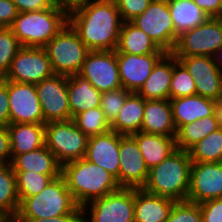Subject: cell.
<instances>
[{
  "mask_svg": "<svg viewBox=\"0 0 222 222\" xmlns=\"http://www.w3.org/2000/svg\"><path fill=\"white\" fill-rule=\"evenodd\" d=\"M123 22H130L141 15L152 0H115Z\"/></svg>",
  "mask_w": 222,
  "mask_h": 222,
  "instance_id": "obj_40",
  "label": "cell"
},
{
  "mask_svg": "<svg viewBox=\"0 0 222 222\" xmlns=\"http://www.w3.org/2000/svg\"><path fill=\"white\" fill-rule=\"evenodd\" d=\"M165 222H203L200 206L190 201H176Z\"/></svg>",
  "mask_w": 222,
  "mask_h": 222,
  "instance_id": "obj_39",
  "label": "cell"
},
{
  "mask_svg": "<svg viewBox=\"0 0 222 222\" xmlns=\"http://www.w3.org/2000/svg\"><path fill=\"white\" fill-rule=\"evenodd\" d=\"M0 222H17L15 219H2Z\"/></svg>",
  "mask_w": 222,
  "mask_h": 222,
  "instance_id": "obj_51",
  "label": "cell"
},
{
  "mask_svg": "<svg viewBox=\"0 0 222 222\" xmlns=\"http://www.w3.org/2000/svg\"><path fill=\"white\" fill-rule=\"evenodd\" d=\"M72 120L88 137L105 134L111 130V124L106 119L100 107L83 111L77 114Z\"/></svg>",
  "mask_w": 222,
  "mask_h": 222,
  "instance_id": "obj_34",
  "label": "cell"
},
{
  "mask_svg": "<svg viewBox=\"0 0 222 222\" xmlns=\"http://www.w3.org/2000/svg\"><path fill=\"white\" fill-rule=\"evenodd\" d=\"M68 24L90 51H113L123 20L115 0H88L68 10Z\"/></svg>",
  "mask_w": 222,
  "mask_h": 222,
  "instance_id": "obj_1",
  "label": "cell"
},
{
  "mask_svg": "<svg viewBox=\"0 0 222 222\" xmlns=\"http://www.w3.org/2000/svg\"><path fill=\"white\" fill-rule=\"evenodd\" d=\"M144 107L145 99L138 93L132 92L111 123V130L121 135H132L141 131Z\"/></svg>",
  "mask_w": 222,
  "mask_h": 222,
  "instance_id": "obj_28",
  "label": "cell"
},
{
  "mask_svg": "<svg viewBox=\"0 0 222 222\" xmlns=\"http://www.w3.org/2000/svg\"><path fill=\"white\" fill-rule=\"evenodd\" d=\"M18 13L11 0H0V27H10Z\"/></svg>",
  "mask_w": 222,
  "mask_h": 222,
  "instance_id": "obj_44",
  "label": "cell"
},
{
  "mask_svg": "<svg viewBox=\"0 0 222 222\" xmlns=\"http://www.w3.org/2000/svg\"><path fill=\"white\" fill-rule=\"evenodd\" d=\"M209 18H219L222 12V0H193Z\"/></svg>",
  "mask_w": 222,
  "mask_h": 222,
  "instance_id": "obj_47",
  "label": "cell"
},
{
  "mask_svg": "<svg viewBox=\"0 0 222 222\" xmlns=\"http://www.w3.org/2000/svg\"><path fill=\"white\" fill-rule=\"evenodd\" d=\"M192 161L187 150L174 151L159 165L149 169L143 190L176 201H185L189 193Z\"/></svg>",
  "mask_w": 222,
  "mask_h": 222,
  "instance_id": "obj_3",
  "label": "cell"
},
{
  "mask_svg": "<svg viewBox=\"0 0 222 222\" xmlns=\"http://www.w3.org/2000/svg\"><path fill=\"white\" fill-rule=\"evenodd\" d=\"M130 22L144 31L166 53L174 50L177 40L168 3L152 0L149 7Z\"/></svg>",
  "mask_w": 222,
  "mask_h": 222,
  "instance_id": "obj_10",
  "label": "cell"
},
{
  "mask_svg": "<svg viewBox=\"0 0 222 222\" xmlns=\"http://www.w3.org/2000/svg\"><path fill=\"white\" fill-rule=\"evenodd\" d=\"M89 137L74 121H50L45 124V146L62 166L85 157Z\"/></svg>",
  "mask_w": 222,
  "mask_h": 222,
  "instance_id": "obj_7",
  "label": "cell"
},
{
  "mask_svg": "<svg viewBox=\"0 0 222 222\" xmlns=\"http://www.w3.org/2000/svg\"><path fill=\"white\" fill-rule=\"evenodd\" d=\"M10 164L13 171H35L39 174L49 175L53 179L61 175V165L46 146L16 155Z\"/></svg>",
  "mask_w": 222,
  "mask_h": 222,
  "instance_id": "obj_27",
  "label": "cell"
},
{
  "mask_svg": "<svg viewBox=\"0 0 222 222\" xmlns=\"http://www.w3.org/2000/svg\"><path fill=\"white\" fill-rule=\"evenodd\" d=\"M175 39L184 31L191 30L203 24L209 17L193 0H174L168 3Z\"/></svg>",
  "mask_w": 222,
  "mask_h": 222,
  "instance_id": "obj_30",
  "label": "cell"
},
{
  "mask_svg": "<svg viewBox=\"0 0 222 222\" xmlns=\"http://www.w3.org/2000/svg\"><path fill=\"white\" fill-rule=\"evenodd\" d=\"M52 75L51 61L44 48L21 47L12 60L9 71L2 78L36 85Z\"/></svg>",
  "mask_w": 222,
  "mask_h": 222,
  "instance_id": "obj_11",
  "label": "cell"
},
{
  "mask_svg": "<svg viewBox=\"0 0 222 222\" xmlns=\"http://www.w3.org/2000/svg\"><path fill=\"white\" fill-rule=\"evenodd\" d=\"M16 174L17 194L21 203L25 198L40 193L53 178L35 171H14Z\"/></svg>",
  "mask_w": 222,
  "mask_h": 222,
  "instance_id": "obj_35",
  "label": "cell"
},
{
  "mask_svg": "<svg viewBox=\"0 0 222 222\" xmlns=\"http://www.w3.org/2000/svg\"><path fill=\"white\" fill-rule=\"evenodd\" d=\"M219 122L216 113L200 120L182 125L176 134V146L179 150H188L196 142L218 130Z\"/></svg>",
  "mask_w": 222,
  "mask_h": 222,
  "instance_id": "obj_32",
  "label": "cell"
},
{
  "mask_svg": "<svg viewBox=\"0 0 222 222\" xmlns=\"http://www.w3.org/2000/svg\"><path fill=\"white\" fill-rule=\"evenodd\" d=\"M119 154V186L121 188H143L149 169L131 135L120 134Z\"/></svg>",
  "mask_w": 222,
  "mask_h": 222,
  "instance_id": "obj_16",
  "label": "cell"
},
{
  "mask_svg": "<svg viewBox=\"0 0 222 222\" xmlns=\"http://www.w3.org/2000/svg\"><path fill=\"white\" fill-rule=\"evenodd\" d=\"M177 62L178 59L172 53H166L137 93L145 100H169L173 66Z\"/></svg>",
  "mask_w": 222,
  "mask_h": 222,
  "instance_id": "obj_20",
  "label": "cell"
},
{
  "mask_svg": "<svg viewBox=\"0 0 222 222\" xmlns=\"http://www.w3.org/2000/svg\"><path fill=\"white\" fill-rule=\"evenodd\" d=\"M173 121L178 130L182 125L200 120L215 113L216 102L213 99L192 95L169 99Z\"/></svg>",
  "mask_w": 222,
  "mask_h": 222,
  "instance_id": "obj_23",
  "label": "cell"
},
{
  "mask_svg": "<svg viewBox=\"0 0 222 222\" xmlns=\"http://www.w3.org/2000/svg\"><path fill=\"white\" fill-rule=\"evenodd\" d=\"M79 207L60 175L37 195L25 198L14 219H48L72 214Z\"/></svg>",
  "mask_w": 222,
  "mask_h": 222,
  "instance_id": "obj_5",
  "label": "cell"
},
{
  "mask_svg": "<svg viewBox=\"0 0 222 222\" xmlns=\"http://www.w3.org/2000/svg\"><path fill=\"white\" fill-rule=\"evenodd\" d=\"M61 176L80 207L121 188L113 175L85 158L62 165Z\"/></svg>",
  "mask_w": 222,
  "mask_h": 222,
  "instance_id": "obj_2",
  "label": "cell"
},
{
  "mask_svg": "<svg viewBox=\"0 0 222 222\" xmlns=\"http://www.w3.org/2000/svg\"><path fill=\"white\" fill-rule=\"evenodd\" d=\"M67 89L71 119L83 111L100 107L102 92L80 74L67 76Z\"/></svg>",
  "mask_w": 222,
  "mask_h": 222,
  "instance_id": "obj_26",
  "label": "cell"
},
{
  "mask_svg": "<svg viewBox=\"0 0 222 222\" xmlns=\"http://www.w3.org/2000/svg\"><path fill=\"white\" fill-rule=\"evenodd\" d=\"M16 174L11 164L0 165V217L14 219L19 209Z\"/></svg>",
  "mask_w": 222,
  "mask_h": 222,
  "instance_id": "obj_31",
  "label": "cell"
},
{
  "mask_svg": "<svg viewBox=\"0 0 222 222\" xmlns=\"http://www.w3.org/2000/svg\"><path fill=\"white\" fill-rule=\"evenodd\" d=\"M187 151L192 162H222V128L211 132Z\"/></svg>",
  "mask_w": 222,
  "mask_h": 222,
  "instance_id": "obj_33",
  "label": "cell"
},
{
  "mask_svg": "<svg viewBox=\"0 0 222 222\" xmlns=\"http://www.w3.org/2000/svg\"><path fill=\"white\" fill-rule=\"evenodd\" d=\"M17 222H83V210L79 207L74 213L52 217V218H38V219H15Z\"/></svg>",
  "mask_w": 222,
  "mask_h": 222,
  "instance_id": "obj_45",
  "label": "cell"
},
{
  "mask_svg": "<svg viewBox=\"0 0 222 222\" xmlns=\"http://www.w3.org/2000/svg\"><path fill=\"white\" fill-rule=\"evenodd\" d=\"M159 1H163V2L169 3V2L174 1V0H159Z\"/></svg>",
  "mask_w": 222,
  "mask_h": 222,
  "instance_id": "obj_53",
  "label": "cell"
},
{
  "mask_svg": "<svg viewBox=\"0 0 222 222\" xmlns=\"http://www.w3.org/2000/svg\"><path fill=\"white\" fill-rule=\"evenodd\" d=\"M194 78L196 95L218 101L221 95L222 72L212 56H175Z\"/></svg>",
  "mask_w": 222,
  "mask_h": 222,
  "instance_id": "obj_17",
  "label": "cell"
},
{
  "mask_svg": "<svg viewBox=\"0 0 222 222\" xmlns=\"http://www.w3.org/2000/svg\"><path fill=\"white\" fill-rule=\"evenodd\" d=\"M142 153L148 169L159 165L177 150L176 137L156 135L139 131L131 135Z\"/></svg>",
  "mask_w": 222,
  "mask_h": 222,
  "instance_id": "obj_25",
  "label": "cell"
},
{
  "mask_svg": "<svg viewBox=\"0 0 222 222\" xmlns=\"http://www.w3.org/2000/svg\"><path fill=\"white\" fill-rule=\"evenodd\" d=\"M122 87L137 93L150 76L153 67L166 53L135 55L115 50Z\"/></svg>",
  "mask_w": 222,
  "mask_h": 222,
  "instance_id": "obj_18",
  "label": "cell"
},
{
  "mask_svg": "<svg viewBox=\"0 0 222 222\" xmlns=\"http://www.w3.org/2000/svg\"><path fill=\"white\" fill-rule=\"evenodd\" d=\"M219 100H222V79H221V95H220Z\"/></svg>",
  "mask_w": 222,
  "mask_h": 222,
  "instance_id": "obj_52",
  "label": "cell"
},
{
  "mask_svg": "<svg viewBox=\"0 0 222 222\" xmlns=\"http://www.w3.org/2000/svg\"><path fill=\"white\" fill-rule=\"evenodd\" d=\"M212 58L217 68L222 72V46L213 53Z\"/></svg>",
  "mask_w": 222,
  "mask_h": 222,
  "instance_id": "obj_49",
  "label": "cell"
},
{
  "mask_svg": "<svg viewBox=\"0 0 222 222\" xmlns=\"http://www.w3.org/2000/svg\"><path fill=\"white\" fill-rule=\"evenodd\" d=\"M215 113L219 122V127L222 128V100L216 102Z\"/></svg>",
  "mask_w": 222,
  "mask_h": 222,
  "instance_id": "obj_50",
  "label": "cell"
},
{
  "mask_svg": "<svg viewBox=\"0 0 222 222\" xmlns=\"http://www.w3.org/2000/svg\"><path fill=\"white\" fill-rule=\"evenodd\" d=\"M82 210L83 222H134V188H120L88 202Z\"/></svg>",
  "mask_w": 222,
  "mask_h": 222,
  "instance_id": "obj_8",
  "label": "cell"
},
{
  "mask_svg": "<svg viewBox=\"0 0 222 222\" xmlns=\"http://www.w3.org/2000/svg\"><path fill=\"white\" fill-rule=\"evenodd\" d=\"M54 74H78L90 50L67 23L44 47Z\"/></svg>",
  "mask_w": 222,
  "mask_h": 222,
  "instance_id": "obj_6",
  "label": "cell"
},
{
  "mask_svg": "<svg viewBox=\"0 0 222 222\" xmlns=\"http://www.w3.org/2000/svg\"><path fill=\"white\" fill-rule=\"evenodd\" d=\"M44 124L50 121L71 120L67 76L54 74L35 85Z\"/></svg>",
  "mask_w": 222,
  "mask_h": 222,
  "instance_id": "obj_12",
  "label": "cell"
},
{
  "mask_svg": "<svg viewBox=\"0 0 222 222\" xmlns=\"http://www.w3.org/2000/svg\"><path fill=\"white\" fill-rule=\"evenodd\" d=\"M11 145L7 126H0V165L11 163Z\"/></svg>",
  "mask_w": 222,
  "mask_h": 222,
  "instance_id": "obj_46",
  "label": "cell"
},
{
  "mask_svg": "<svg viewBox=\"0 0 222 222\" xmlns=\"http://www.w3.org/2000/svg\"><path fill=\"white\" fill-rule=\"evenodd\" d=\"M196 95L194 78L187 69L178 61L173 66V74L170 83L169 99Z\"/></svg>",
  "mask_w": 222,
  "mask_h": 222,
  "instance_id": "obj_36",
  "label": "cell"
},
{
  "mask_svg": "<svg viewBox=\"0 0 222 222\" xmlns=\"http://www.w3.org/2000/svg\"><path fill=\"white\" fill-rule=\"evenodd\" d=\"M88 0H54L57 5L63 6L68 10L74 6H77L81 3L87 2Z\"/></svg>",
  "mask_w": 222,
  "mask_h": 222,
  "instance_id": "obj_48",
  "label": "cell"
},
{
  "mask_svg": "<svg viewBox=\"0 0 222 222\" xmlns=\"http://www.w3.org/2000/svg\"><path fill=\"white\" fill-rule=\"evenodd\" d=\"M17 37L9 27H0V77L9 71L12 60L21 48Z\"/></svg>",
  "mask_w": 222,
  "mask_h": 222,
  "instance_id": "obj_37",
  "label": "cell"
},
{
  "mask_svg": "<svg viewBox=\"0 0 222 222\" xmlns=\"http://www.w3.org/2000/svg\"><path fill=\"white\" fill-rule=\"evenodd\" d=\"M222 46V19L208 18L203 24L178 36L174 56H212Z\"/></svg>",
  "mask_w": 222,
  "mask_h": 222,
  "instance_id": "obj_9",
  "label": "cell"
},
{
  "mask_svg": "<svg viewBox=\"0 0 222 222\" xmlns=\"http://www.w3.org/2000/svg\"><path fill=\"white\" fill-rule=\"evenodd\" d=\"M176 200L134 188V222H165Z\"/></svg>",
  "mask_w": 222,
  "mask_h": 222,
  "instance_id": "obj_21",
  "label": "cell"
},
{
  "mask_svg": "<svg viewBox=\"0 0 222 222\" xmlns=\"http://www.w3.org/2000/svg\"><path fill=\"white\" fill-rule=\"evenodd\" d=\"M10 123H44L35 84L8 80Z\"/></svg>",
  "mask_w": 222,
  "mask_h": 222,
  "instance_id": "obj_15",
  "label": "cell"
},
{
  "mask_svg": "<svg viewBox=\"0 0 222 222\" xmlns=\"http://www.w3.org/2000/svg\"><path fill=\"white\" fill-rule=\"evenodd\" d=\"M10 124L8 80L0 79V126Z\"/></svg>",
  "mask_w": 222,
  "mask_h": 222,
  "instance_id": "obj_42",
  "label": "cell"
},
{
  "mask_svg": "<svg viewBox=\"0 0 222 222\" xmlns=\"http://www.w3.org/2000/svg\"><path fill=\"white\" fill-rule=\"evenodd\" d=\"M100 92L122 87L115 50L90 51L78 73Z\"/></svg>",
  "mask_w": 222,
  "mask_h": 222,
  "instance_id": "obj_13",
  "label": "cell"
},
{
  "mask_svg": "<svg viewBox=\"0 0 222 222\" xmlns=\"http://www.w3.org/2000/svg\"><path fill=\"white\" fill-rule=\"evenodd\" d=\"M116 50L135 55L166 53L144 31L131 22H123Z\"/></svg>",
  "mask_w": 222,
  "mask_h": 222,
  "instance_id": "obj_29",
  "label": "cell"
},
{
  "mask_svg": "<svg viewBox=\"0 0 222 222\" xmlns=\"http://www.w3.org/2000/svg\"><path fill=\"white\" fill-rule=\"evenodd\" d=\"M68 23V9L52 8L19 12L9 27L22 47L44 48Z\"/></svg>",
  "mask_w": 222,
  "mask_h": 222,
  "instance_id": "obj_4",
  "label": "cell"
},
{
  "mask_svg": "<svg viewBox=\"0 0 222 222\" xmlns=\"http://www.w3.org/2000/svg\"><path fill=\"white\" fill-rule=\"evenodd\" d=\"M199 206L203 222H222V198L204 201Z\"/></svg>",
  "mask_w": 222,
  "mask_h": 222,
  "instance_id": "obj_41",
  "label": "cell"
},
{
  "mask_svg": "<svg viewBox=\"0 0 222 222\" xmlns=\"http://www.w3.org/2000/svg\"><path fill=\"white\" fill-rule=\"evenodd\" d=\"M141 131L176 137L177 129L169 100H145Z\"/></svg>",
  "mask_w": 222,
  "mask_h": 222,
  "instance_id": "obj_22",
  "label": "cell"
},
{
  "mask_svg": "<svg viewBox=\"0 0 222 222\" xmlns=\"http://www.w3.org/2000/svg\"><path fill=\"white\" fill-rule=\"evenodd\" d=\"M11 158L45 146L44 123H10L7 126Z\"/></svg>",
  "mask_w": 222,
  "mask_h": 222,
  "instance_id": "obj_24",
  "label": "cell"
},
{
  "mask_svg": "<svg viewBox=\"0 0 222 222\" xmlns=\"http://www.w3.org/2000/svg\"><path fill=\"white\" fill-rule=\"evenodd\" d=\"M18 12L38 11L52 8L54 0H11Z\"/></svg>",
  "mask_w": 222,
  "mask_h": 222,
  "instance_id": "obj_43",
  "label": "cell"
},
{
  "mask_svg": "<svg viewBox=\"0 0 222 222\" xmlns=\"http://www.w3.org/2000/svg\"><path fill=\"white\" fill-rule=\"evenodd\" d=\"M120 134L110 130L105 134L90 136L85 159L104 168L119 184Z\"/></svg>",
  "mask_w": 222,
  "mask_h": 222,
  "instance_id": "obj_19",
  "label": "cell"
},
{
  "mask_svg": "<svg viewBox=\"0 0 222 222\" xmlns=\"http://www.w3.org/2000/svg\"><path fill=\"white\" fill-rule=\"evenodd\" d=\"M222 198V162H192L187 201L200 204Z\"/></svg>",
  "mask_w": 222,
  "mask_h": 222,
  "instance_id": "obj_14",
  "label": "cell"
},
{
  "mask_svg": "<svg viewBox=\"0 0 222 222\" xmlns=\"http://www.w3.org/2000/svg\"><path fill=\"white\" fill-rule=\"evenodd\" d=\"M131 93L132 92L126 90L124 87L102 92L100 108L110 124L116 119L126 101V98Z\"/></svg>",
  "mask_w": 222,
  "mask_h": 222,
  "instance_id": "obj_38",
  "label": "cell"
}]
</instances>
